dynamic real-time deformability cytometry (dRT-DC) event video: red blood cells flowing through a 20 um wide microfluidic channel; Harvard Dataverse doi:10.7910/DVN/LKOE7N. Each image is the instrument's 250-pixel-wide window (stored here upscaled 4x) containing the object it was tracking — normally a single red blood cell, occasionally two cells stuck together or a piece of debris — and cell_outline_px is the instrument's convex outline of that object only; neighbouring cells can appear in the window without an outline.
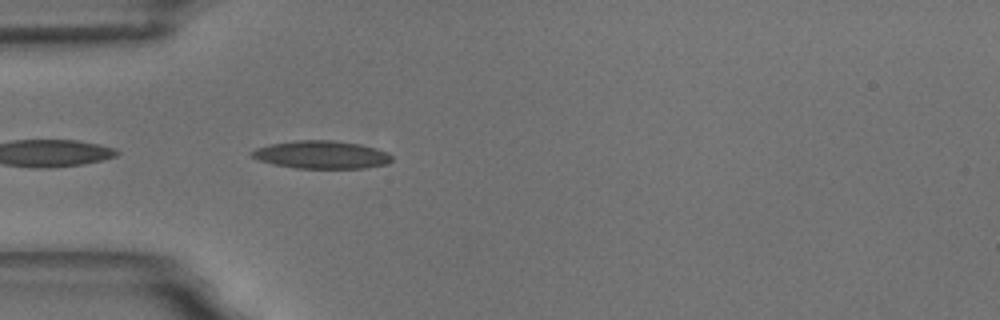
{"species": "common noctule bat (a hibernating species)", "species_latin": "Nyctalus noctula", "temperature_condition": "room temperature", "stored_images_in_passage": 4, "camera_frame_rate_fps": 3000, "um_per_image_px": 0.085, "animal": {"sex": "male", "body_mass_g": 18.8}, "frame": {"image": 1, "passage_image": 4, "time_ms": 3.667, "image_size_px": [1000, 320], "cell_outline_px": [[392, 160], [388, 164], [364, 168], [296, 168], [272, 164], [260, 160], [252, 156], [252, 152], [256, 148], [272, 144], [296, 140], [332, 140], [360, 144], [376, 148], [388, 152], [392, 156]], "centroid_in_image_um": [27.38, 13.15], "position_along_channel_um": 57.6, "area_um2": 22.66}}